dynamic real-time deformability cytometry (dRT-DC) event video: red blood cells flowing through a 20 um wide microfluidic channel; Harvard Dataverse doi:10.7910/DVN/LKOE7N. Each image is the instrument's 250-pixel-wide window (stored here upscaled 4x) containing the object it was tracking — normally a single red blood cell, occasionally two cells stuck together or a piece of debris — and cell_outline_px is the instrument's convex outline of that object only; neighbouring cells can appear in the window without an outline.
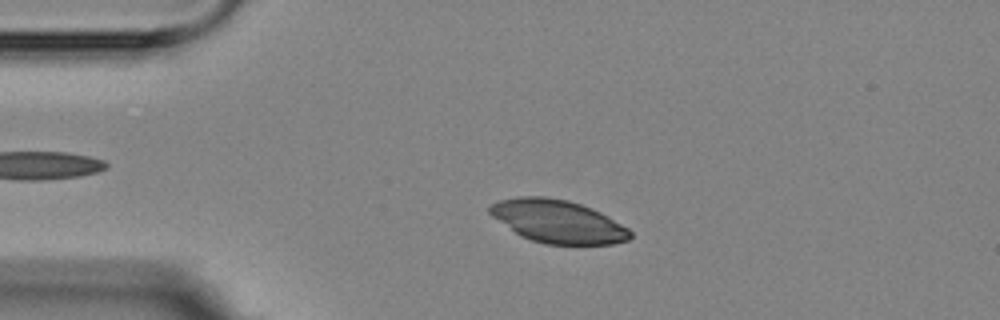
{"species": "Egyptian fruit bat (a non-hibernating species)", "species_latin": "Rousettus aegyptiacus", "temperature_condition": "room temperature", "stored_images_in_passage": 4, "camera_frame_rate_fps": 3000, "um_per_image_px": 0.085, "animal": {"sex": "female"}, "frame": {"image": 1, "passage_image": 3, "time_ms": 2.333, "image_size_px": [1000, 320], "cell_outline_px": [[632, 236], [628, 240], [612, 244], [544, 244], [520, 236], [492, 216], [488, 212], [488, 208], [492, 204], [500, 200], [520, 196], [544, 196], [568, 200], [592, 208], [608, 216], [628, 228], [632, 232]], "centroid_in_image_um": [47.42, 18.82], "position_along_channel_um": 37.6, "area_um2": 35.08}}